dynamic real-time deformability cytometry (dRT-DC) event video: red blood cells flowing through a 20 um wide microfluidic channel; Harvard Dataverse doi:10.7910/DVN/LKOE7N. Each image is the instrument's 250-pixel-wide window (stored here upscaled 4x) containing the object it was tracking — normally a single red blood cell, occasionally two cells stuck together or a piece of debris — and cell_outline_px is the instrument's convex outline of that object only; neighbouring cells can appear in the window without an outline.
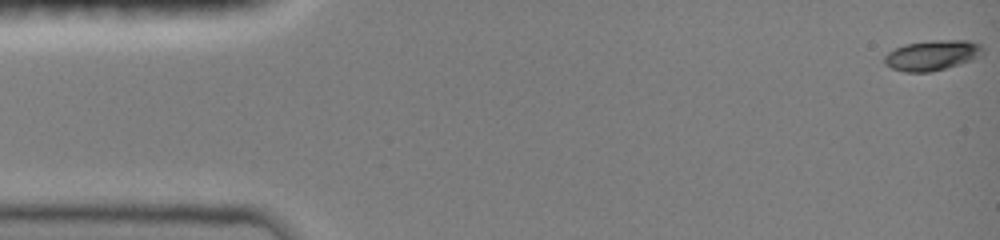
{"species": "common noctule bat (a hibernating species)", "species_latin": "Nyctalus noctula", "temperature_condition": "room temperature", "stored_images_in_passage": 29, "camera_frame_rate_fps": 3000, "um_per_image_px": 0.085, "animal": {"sex": "female", "body_mass_g": 19.0, "forearm_length_mm": 51.5}, "frame": {"image": 1, "passage_image": 1, "time_ms": 0.0, "image_size_px": [1000, 240], "cell_outline_px": [[984, 52], [980, 56], [972, 60], [960, 64], [928, 72], [904, 72], [892, 68], [884, 64], [884, 56], [888, 52], [904, 44], [932, 40], [968, 40], [980, 44], [984, 48]], "centroid_in_image_um": [79.24, 4.69], "position_along_channel_um": 5.8, "area_um2": 17.4}}
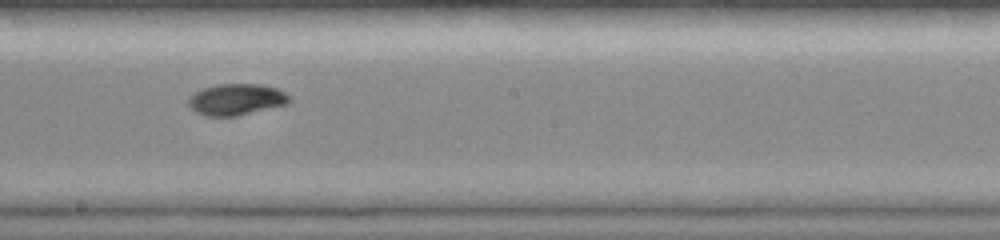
{"frame": {"image": 2, "passage_image": 16, "time_ms": 8.667, "image_size_px": [1000, 240], "cell_outline_px": [[292, 100], [288, 104], [236, 116], [208, 116], [196, 112], [188, 104], [188, 100], [196, 92], [204, 88], [216, 84], [260, 84], [276, 88], [292, 96]], "centroid_in_image_um": [20.14, 8.45], "position_along_channel_um": 228.1, "area_um2": 18.38}}
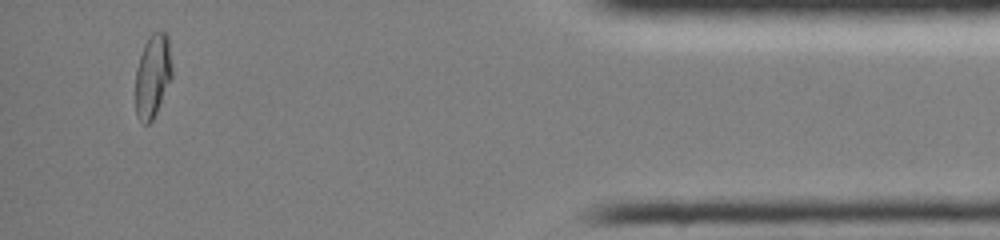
{"frame": {"image": 3, "passage_image": 28, "time_ms": 14.667, "image_size_px": [1000, 240], "cell_outline_px": [[172, 76], [156, 112], [152, 120], [148, 124], [144, 124], [136, 116], [136, 68], [144, 44], [148, 36], [152, 32], [164, 32], [168, 36], [172, 68]], "centroid_in_image_um": [12.97, 6.42], "position_along_channel_um": 422.2, "area_um2": 17.63}, "authors_computed_cell_mechanics": {"area_um2": 17.6868, "velocity_mm_per_s": 4.0598, "shape_relaxation_time_tau1_ms": 5.3191, "shape_relaxation_time_tau2_ms": 3.5999, "deformation_change_tau1": 0.1777, "deformation_change_tau2": 0.0393}}